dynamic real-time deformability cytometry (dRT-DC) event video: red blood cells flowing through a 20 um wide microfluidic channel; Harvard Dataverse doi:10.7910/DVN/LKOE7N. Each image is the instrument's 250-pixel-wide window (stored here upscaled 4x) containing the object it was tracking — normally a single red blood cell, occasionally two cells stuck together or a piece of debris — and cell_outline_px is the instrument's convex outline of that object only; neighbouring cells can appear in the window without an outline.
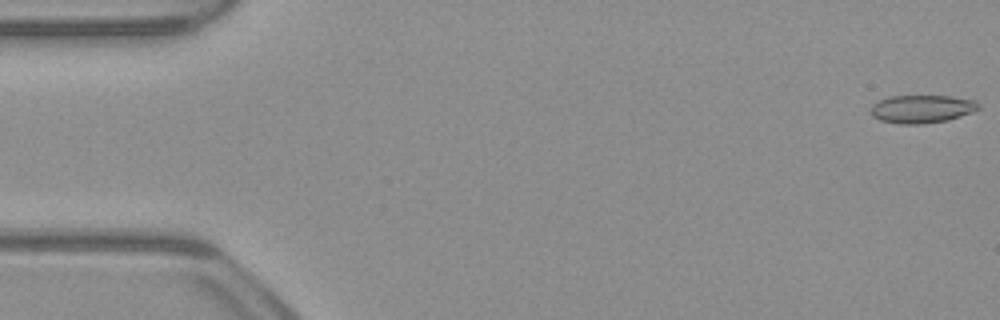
{"species": "common noctule bat (a hibernating species)", "species_latin": "Nyctalus noctula", "temperature_condition": "warm", "stored_images_in_passage": 52, "camera_frame_rate_fps": 3000, "um_per_image_px": 0.085, "animal": {"sex": "male", "body_mass_g": 23.1, "forearm_length_mm": 52.7}, "frame": {"image": 1, "passage_image": 1, "time_ms": 0.0, "image_size_px": [1000, 320], "cell_outline_px": [[980, 108], [972, 112], [948, 120], [924, 124], [900, 124], [880, 120], [872, 116], [872, 104], [888, 96], [952, 96], [976, 100], [980, 104]], "centroid_in_image_um": [78.38, 9.26], "position_along_channel_um": 6.6, "area_um2": 17.69}}
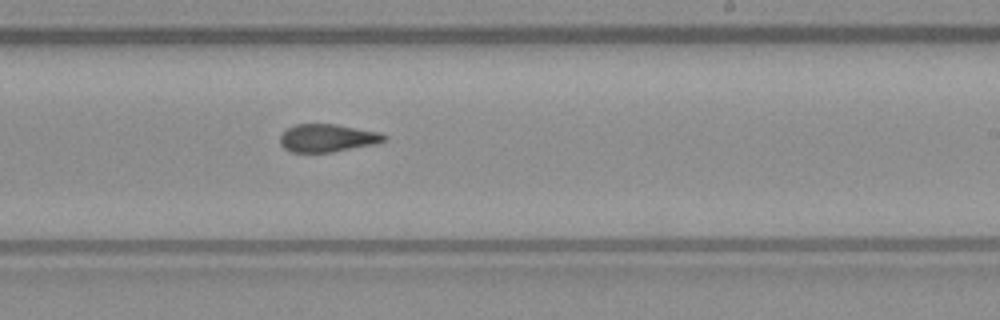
{"frame": {"image": 2, "passage_image": 31, "time_ms": 10.0, "image_size_px": [1000, 320], "cell_outline_px": [[388, 140], [376, 144], [332, 152], [292, 152], [284, 148], [280, 144], [280, 136], [288, 128], [296, 124], [336, 124], [380, 132], [388, 136]], "centroid_in_image_um": [27.88, 11.73], "position_along_channel_um": 261.1, "area_um2": 16.99}}
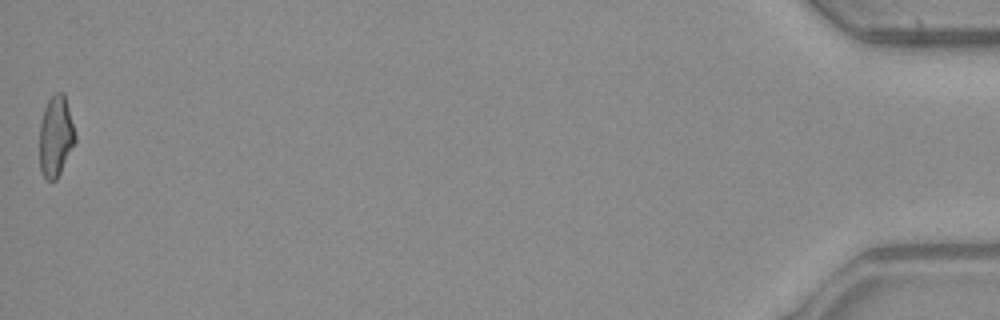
{"frame": {"image": 3, "passage_image": 52, "time_ms": 17.0, "image_size_px": [1000, 320], "cell_outline_px": [[76, 140], [56, 180], [44, 180], [40, 168], [40, 124], [44, 108], [48, 100], [56, 92], [64, 92], [76, 136]], "centroid_in_image_um": [4.73, 11.59], "position_along_channel_um": 430.5, "area_um2": 16.65}, "authors_computed_cell_mechanics": {"area_um2": 17.629, "velocity_mm_per_s": 3.9766, "shape_relaxation_time_tau1_ms": null, "shape_relaxation_time_tau2_ms": 1.6067, "deformation_change_tau1": null, "deformation_change_tau2": 0.0871}}